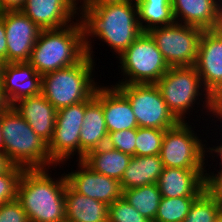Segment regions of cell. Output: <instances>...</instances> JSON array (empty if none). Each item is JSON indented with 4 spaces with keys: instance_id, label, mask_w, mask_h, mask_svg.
<instances>
[{
    "instance_id": "1",
    "label": "cell",
    "mask_w": 222,
    "mask_h": 222,
    "mask_svg": "<svg viewBox=\"0 0 222 222\" xmlns=\"http://www.w3.org/2000/svg\"><path fill=\"white\" fill-rule=\"evenodd\" d=\"M78 12L83 43L92 59L91 38L102 39L119 56L142 33L135 0H97L79 6Z\"/></svg>"
},
{
    "instance_id": "2",
    "label": "cell",
    "mask_w": 222,
    "mask_h": 222,
    "mask_svg": "<svg viewBox=\"0 0 222 222\" xmlns=\"http://www.w3.org/2000/svg\"><path fill=\"white\" fill-rule=\"evenodd\" d=\"M48 172V168L24 169L20 177L17 200L29 222H66V176L56 180Z\"/></svg>"
},
{
    "instance_id": "3",
    "label": "cell",
    "mask_w": 222,
    "mask_h": 222,
    "mask_svg": "<svg viewBox=\"0 0 222 222\" xmlns=\"http://www.w3.org/2000/svg\"><path fill=\"white\" fill-rule=\"evenodd\" d=\"M86 55L82 27L76 19L62 28L41 30L28 63L42 76L75 65Z\"/></svg>"
},
{
    "instance_id": "4",
    "label": "cell",
    "mask_w": 222,
    "mask_h": 222,
    "mask_svg": "<svg viewBox=\"0 0 222 222\" xmlns=\"http://www.w3.org/2000/svg\"><path fill=\"white\" fill-rule=\"evenodd\" d=\"M1 133L4 153L11 161L24 169H51L53 162L48 153V144L29 126L27 121L10 106L2 118Z\"/></svg>"
},
{
    "instance_id": "5",
    "label": "cell",
    "mask_w": 222,
    "mask_h": 222,
    "mask_svg": "<svg viewBox=\"0 0 222 222\" xmlns=\"http://www.w3.org/2000/svg\"><path fill=\"white\" fill-rule=\"evenodd\" d=\"M159 88L162 98L172 114L184 122V115L193 109L198 96H205L203 104L207 111L219 120V104L209 94L202 84L195 66L170 67V69L155 83ZM202 88V89H201ZM202 92H201V91ZM205 92V93H203ZM203 93V94H202Z\"/></svg>"
},
{
    "instance_id": "6",
    "label": "cell",
    "mask_w": 222,
    "mask_h": 222,
    "mask_svg": "<svg viewBox=\"0 0 222 222\" xmlns=\"http://www.w3.org/2000/svg\"><path fill=\"white\" fill-rule=\"evenodd\" d=\"M94 63L86 55L75 65L42 75L41 93L57 111L90 99L99 86L92 76Z\"/></svg>"
},
{
    "instance_id": "7",
    "label": "cell",
    "mask_w": 222,
    "mask_h": 222,
    "mask_svg": "<svg viewBox=\"0 0 222 222\" xmlns=\"http://www.w3.org/2000/svg\"><path fill=\"white\" fill-rule=\"evenodd\" d=\"M117 58L125 79L116 84H155L170 69L148 32H142Z\"/></svg>"
},
{
    "instance_id": "8",
    "label": "cell",
    "mask_w": 222,
    "mask_h": 222,
    "mask_svg": "<svg viewBox=\"0 0 222 222\" xmlns=\"http://www.w3.org/2000/svg\"><path fill=\"white\" fill-rule=\"evenodd\" d=\"M129 100L138 127L167 130L180 121L172 114L156 84H115Z\"/></svg>"
},
{
    "instance_id": "9",
    "label": "cell",
    "mask_w": 222,
    "mask_h": 222,
    "mask_svg": "<svg viewBox=\"0 0 222 222\" xmlns=\"http://www.w3.org/2000/svg\"><path fill=\"white\" fill-rule=\"evenodd\" d=\"M188 122H179L165 130L159 153L164 167L205 169L207 148ZM196 133V135H195ZM205 147V148H204Z\"/></svg>"
},
{
    "instance_id": "10",
    "label": "cell",
    "mask_w": 222,
    "mask_h": 222,
    "mask_svg": "<svg viewBox=\"0 0 222 222\" xmlns=\"http://www.w3.org/2000/svg\"><path fill=\"white\" fill-rule=\"evenodd\" d=\"M203 31L196 26L174 22L153 28L148 33L155 40L167 64L170 67H181L195 65Z\"/></svg>"
},
{
    "instance_id": "11",
    "label": "cell",
    "mask_w": 222,
    "mask_h": 222,
    "mask_svg": "<svg viewBox=\"0 0 222 222\" xmlns=\"http://www.w3.org/2000/svg\"><path fill=\"white\" fill-rule=\"evenodd\" d=\"M194 66L203 87L219 103L222 100V28L203 31Z\"/></svg>"
},
{
    "instance_id": "12",
    "label": "cell",
    "mask_w": 222,
    "mask_h": 222,
    "mask_svg": "<svg viewBox=\"0 0 222 222\" xmlns=\"http://www.w3.org/2000/svg\"><path fill=\"white\" fill-rule=\"evenodd\" d=\"M6 30L7 63L28 62L41 29L21 10L1 12Z\"/></svg>"
},
{
    "instance_id": "13",
    "label": "cell",
    "mask_w": 222,
    "mask_h": 222,
    "mask_svg": "<svg viewBox=\"0 0 222 222\" xmlns=\"http://www.w3.org/2000/svg\"><path fill=\"white\" fill-rule=\"evenodd\" d=\"M79 170L65 174L67 184L77 193L106 203L108 206L122 198L120 181L92 171L81 160Z\"/></svg>"
},
{
    "instance_id": "14",
    "label": "cell",
    "mask_w": 222,
    "mask_h": 222,
    "mask_svg": "<svg viewBox=\"0 0 222 222\" xmlns=\"http://www.w3.org/2000/svg\"><path fill=\"white\" fill-rule=\"evenodd\" d=\"M172 10L180 24L203 30L222 28V0H172Z\"/></svg>"
},
{
    "instance_id": "15",
    "label": "cell",
    "mask_w": 222,
    "mask_h": 222,
    "mask_svg": "<svg viewBox=\"0 0 222 222\" xmlns=\"http://www.w3.org/2000/svg\"><path fill=\"white\" fill-rule=\"evenodd\" d=\"M78 9L71 0H26L21 11L41 30H49L71 24Z\"/></svg>"
},
{
    "instance_id": "16",
    "label": "cell",
    "mask_w": 222,
    "mask_h": 222,
    "mask_svg": "<svg viewBox=\"0 0 222 222\" xmlns=\"http://www.w3.org/2000/svg\"><path fill=\"white\" fill-rule=\"evenodd\" d=\"M205 169L164 167L157 185L161 197H198L206 188Z\"/></svg>"
},
{
    "instance_id": "17",
    "label": "cell",
    "mask_w": 222,
    "mask_h": 222,
    "mask_svg": "<svg viewBox=\"0 0 222 222\" xmlns=\"http://www.w3.org/2000/svg\"><path fill=\"white\" fill-rule=\"evenodd\" d=\"M1 84L12 106L19 99L40 94L42 76L28 62L6 63Z\"/></svg>"
},
{
    "instance_id": "18",
    "label": "cell",
    "mask_w": 222,
    "mask_h": 222,
    "mask_svg": "<svg viewBox=\"0 0 222 222\" xmlns=\"http://www.w3.org/2000/svg\"><path fill=\"white\" fill-rule=\"evenodd\" d=\"M95 97L102 103L108 134L138 128L129 100L116 86H98Z\"/></svg>"
},
{
    "instance_id": "19",
    "label": "cell",
    "mask_w": 222,
    "mask_h": 222,
    "mask_svg": "<svg viewBox=\"0 0 222 222\" xmlns=\"http://www.w3.org/2000/svg\"><path fill=\"white\" fill-rule=\"evenodd\" d=\"M47 144L52 140L57 110L42 93L19 99L12 105Z\"/></svg>"
},
{
    "instance_id": "20",
    "label": "cell",
    "mask_w": 222,
    "mask_h": 222,
    "mask_svg": "<svg viewBox=\"0 0 222 222\" xmlns=\"http://www.w3.org/2000/svg\"><path fill=\"white\" fill-rule=\"evenodd\" d=\"M108 140V131L103 114L102 103L95 94L86 100L84 121L80 131V160L84 156L101 146H105Z\"/></svg>"
},
{
    "instance_id": "21",
    "label": "cell",
    "mask_w": 222,
    "mask_h": 222,
    "mask_svg": "<svg viewBox=\"0 0 222 222\" xmlns=\"http://www.w3.org/2000/svg\"><path fill=\"white\" fill-rule=\"evenodd\" d=\"M108 207L106 203L77 193L66 185V222H108Z\"/></svg>"
},
{
    "instance_id": "22",
    "label": "cell",
    "mask_w": 222,
    "mask_h": 222,
    "mask_svg": "<svg viewBox=\"0 0 222 222\" xmlns=\"http://www.w3.org/2000/svg\"><path fill=\"white\" fill-rule=\"evenodd\" d=\"M163 169L159 155L132 156L120 180L122 190L157 183Z\"/></svg>"
},
{
    "instance_id": "23",
    "label": "cell",
    "mask_w": 222,
    "mask_h": 222,
    "mask_svg": "<svg viewBox=\"0 0 222 222\" xmlns=\"http://www.w3.org/2000/svg\"><path fill=\"white\" fill-rule=\"evenodd\" d=\"M131 158L105 145L88 152L81 161L92 171L120 181Z\"/></svg>"
},
{
    "instance_id": "24",
    "label": "cell",
    "mask_w": 222,
    "mask_h": 222,
    "mask_svg": "<svg viewBox=\"0 0 222 222\" xmlns=\"http://www.w3.org/2000/svg\"><path fill=\"white\" fill-rule=\"evenodd\" d=\"M82 127L71 125H55L53 138L48 144L50 160L60 165L75 154L80 160V131ZM77 152V153H76Z\"/></svg>"
},
{
    "instance_id": "25",
    "label": "cell",
    "mask_w": 222,
    "mask_h": 222,
    "mask_svg": "<svg viewBox=\"0 0 222 222\" xmlns=\"http://www.w3.org/2000/svg\"><path fill=\"white\" fill-rule=\"evenodd\" d=\"M142 32L173 24L172 0H135ZM145 23V25H144Z\"/></svg>"
},
{
    "instance_id": "26",
    "label": "cell",
    "mask_w": 222,
    "mask_h": 222,
    "mask_svg": "<svg viewBox=\"0 0 222 222\" xmlns=\"http://www.w3.org/2000/svg\"><path fill=\"white\" fill-rule=\"evenodd\" d=\"M122 197L141 215L154 221L161 200L157 183L123 190Z\"/></svg>"
},
{
    "instance_id": "27",
    "label": "cell",
    "mask_w": 222,
    "mask_h": 222,
    "mask_svg": "<svg viewBox=\"0 0 222 222\" xmlns=\"http://www.w3.org/2000/svg\"><path fill=\"white\" fill-rule=\"evenodd\" d=\"M221 203L209 189H205L191 204L183 222H217Z\"/></svg>"
},
{
    "instance_id": "28",
    "label": "cell",
    "mask_w": 222,
    "mask_h": 222,
    "mask_svg": "<svg viewBox=\"0 0 222 222\" xmlns=\"http://www.w3.org/2000/svg\"><path fill=\"white\" fill-rule=\"evenodd\" d=\"M197 197H161L153 222H183Z\"/></svg>"
},
{
    "instance_id": "29",
    "label": "cell",
    "mask_w": 222,
    "mask_h": 222,
    "mask_svg": "<svg viewBox=\"0 0 222 222\" xmlns=\"http://www.w3.org/2000/svg\"><path fill=\"white\" fill-rule=\"evenodd\" d=\"M165 130L137 128L135 156L159 155Z\"/></svg>"
},
{
    "instance_id": "30",
    "label": "cell",
    "mask_w": 222,
    "mask_h": 222,
    "mask_svg": "<svg viewBox=\"0 0 222 222\" xmlns=\"http://www.w3.org/2000/svg\"><path fill=\"white\" fill-rule=\"evenodd\" d=\"M108 222H151L141 215L123 197L108 207Z\"/></svg>"
},
{
    "instance_id": "31",
    "label": "cell",
    "mask_w": 222,
    "mask_h": 222,
    "mask_svg": "<svg viewBox=\"0 0 222 222\" xmlns=\"http://www.w3.org/2000/svg\"><path fill=\"white\" fill-rule=\"evenodd\" d=\"M24 168L15 165L9 172L0 174V206L17 199V188Z\"/></svg>"
},
{
    "instance_id": "32",
    "label": "cell",
    "mask_w": 222,
    "mask_h": 222,
    "mask_svg": "<svg viewBox=\"0 0 222 222\" xmlns=\"http://www.w3.org/2000/svg\"><path fill=\"white\" fill-rule=\"evenodd\" d=\"M136 129L122 130L108 134L107 146L130 156H135Z\"/></svg>"
},
{
    "instance_id": "33",
    "label": "cell",
    "mask_w": 222,
    "mask_h": 222,
    "mask_svg": "<svg viewBox=\"0 0 222 222\" xmlns=\"http://www.w3.org/2000/svg\"><path fill=\"white\" fill-rule=\"evenodd\" d=\"M86 109V100L57 111L55 125L82 127Z\"/></svg>"
},
{
    "instance_id": "34",
    "label": "cell",
    "mask_w": 222,
    "mask_h": 222,
    "mask_svg": "<svg viewBox=\"0 0 222 222\" xmlns=\"http://www.w3.org/2000/svg\"><path fill=\"white\" fill-rule=\"evenodd\" d=\"M0 222H29L21 203L15 199L0 206Z\"/></svg>"
},
{
    "instance_id": "35",
    "label": "cell",
    "mask_w": 222,
    "mask_h": 222,
    "mask_svg": "<svg viewBox=\"0 0 222 222\" xmlns=\"http://www.w3.org/2000/svg\"><path fill=\"white\" fill-rule=\"evenodd\" d=\"M206 174V188L211 190L222 205V175Z\"/></svg>"
},
{
    "instance_id": "36",
    "label": "cell",
    "mask_w": 222,
    "mask_h": 222,
    "mask_svg": "<svg viewBox=\"0 0 222 222\" xmlns=\"http://www.w3.org/2000/svg\"><path fill=\"white\" fill-rule=\"evenodd\" d=\"M26 0H0V12L21 10Z\"/></svg>"
},
{
    "instance_id": "37",
    "label": "cell",
    "mask_w": 222,
    "mask_h": 222,
    "mask_svg": "<svg viewBox=\"0 0 222 222\" xmlns=\"http://www.w3.org/2000/svg\"><path fill=\"white\" fill-rule=\"evenodd\" d=\"M6 30L3 23V18L0 12V58L7 63V42H6Z\"/></svg>"
},
{
    "instance_id": "38",
    "label": "cell",
    "mask_w": 222,
    "mask_h": 222,
    "mask_svg": "<svg viewBox=\"0 0 222 222\" xmlns=\"http://www.w3.org/2000/svg\"><path fill=\"white\" fill-rule=\"evenodd\" d=\"M15 164L11 159L4 153L0 151V174L9 172Z\"/></svg>"
},
{
    "instance_id": "39",
    "label": "cell",
    "mask_w": 222,
    "mask_h": 222,
    "mask_svg": "<svg viewBox=\"0 0 222 222\" xmlns=\"http://www.w3.org/2000/svg\"><path fill=\"white\" fill-rule=\"evenodd\" d=\"M207 150H208L207 152H210L209 153L210 155L212 153L213 155L217 154L216 157L220 156L219 160L221 161V162H219V164H220L219 166L221 167V170H219L217 174L214 173V172H212L211 174L222 175V145L220 144L219 146L217 145V146H214V147H211V148L209 147V148H207Z\"/></svg>"
},
{
    "instance_id": "40",
    "label": "cell",
    "mask_w": 222,
    "mask_h": 222,
    "mask_svg": "<svg viewBox=\"0 0 222 222\" xmlns=\"http://www.w3.org/2000/svg\"><path fill=\"white\" fill-rule=\"evenodd\" d=\"M10 106L3 93L2 84L0 83V111H6Z\"/></svg>"
},
{
    "instance_id": "41",
    "label": "cell",
    "mask_w": 222,
    "mask_h": 222,
    "mask_svg": "<svg viewBox=\"0 0 222 222\" xmlns=\"http://www.w3.org/2000/svg\"><path fill=\"white\" fill-rule=\"evenodd\" d=\"M5 111H0V151L4 152V139H3V135L1 133L2 130V118H3V113Z\"/></svg>"
},
{
    "instance_id": "42",
    "label": "cell",
    "mask_w": 222,
    "mask_h": 222,
    "mask_svg": "<svg viewBox=\"0 0 222 222\" xmlns=\"http://www.w3.org/2000/svg\"><path fill=\"white\" fill-rule=\"evenodd\" d=\"M71 1L77 7V5L79 4V1H80V3L82 2L81 3L82 5H80V6H86V5H88V4H90V3L94 2V1H97V0H71Z\"/></svg>"
},
{
    "instance_id": "43",
    "label": "cell",
    "mask_w": 222,
    "mask_h": 222,
    "mask_svg": "<svg viewBox=\"0 0 222 222\" xmlns=\"http://www.w3.org/2000/svg\"><path fill=\"white\" fill-rule=\"evenodd\" d=\"M6 62L0 58V83L2 81L3 70Z\"/></svg>"
},
{
    "instance_id": "44",
    "label": "cell",
    "mask_w": 222,
    "mask_h": 222,
    "mask_svg": "<svg viewBox=\"0 0 222 222\" xmlns=\"http://www.w3.org/2000/svg\"><path fill=\"white\" fill-rule=\"evenodd\" d=\"M219 104V120H222V100L218 103ZM220 120V122H222Z\"/></svg>"
},
{
    "instance_id": "45",
    "label": "cell",
    "mask_w": 222,
    "mask_h": 222,
    "mask_svg": "<svg viewBox=\"0 0 222 222\" xmlns=\"http://www.w3.org/2000/svg\"><path fill=\"white\" fill-rule=\"evenodd\" d=\"M217 222H222V205H221L219 213H218Z\"/></svg>"
}]
</instances>
